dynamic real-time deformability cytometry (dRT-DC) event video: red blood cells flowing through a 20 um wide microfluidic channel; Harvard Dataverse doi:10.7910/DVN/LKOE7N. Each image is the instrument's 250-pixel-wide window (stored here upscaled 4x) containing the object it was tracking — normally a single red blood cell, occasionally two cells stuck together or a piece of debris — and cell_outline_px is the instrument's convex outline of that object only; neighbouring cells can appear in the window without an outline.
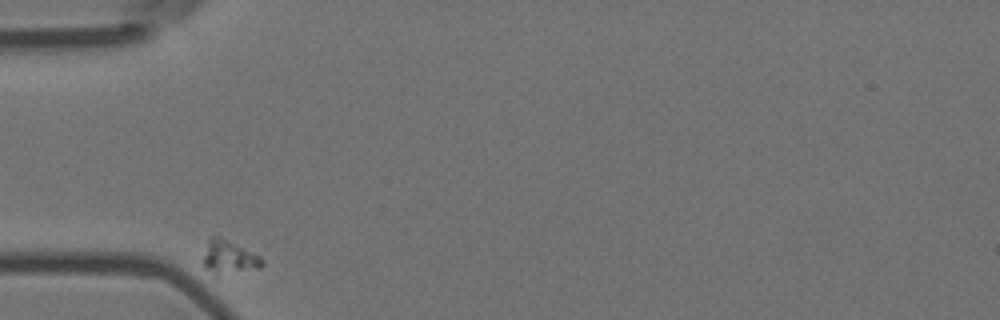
{"species": "Egyptian fruit bat (a non-hibernating species)", "species_latin": "Rousettus aegyptiacus", "temperature_condition": "room temperature", "stored_images_in_passage": 37, "camera_frame_rate_fps": 3000, "um_per_image_px": 0.085, "animal": {"sex": "female"}, "frame": {"image": 1, "passage_image": 1, "time_ms": 0.0, "image_size_px": [1000, 320], "cell_outline_px": [[264, 264], [260, 268], [216, 280], [204, 268], [204, 256], [208, 236], [220, 236], [260, 256], [264, 260]], "centroid_in_image_um": [19.44, 21.97], "position_along_channel_um": 65.6, "area_um2": 12.43}}
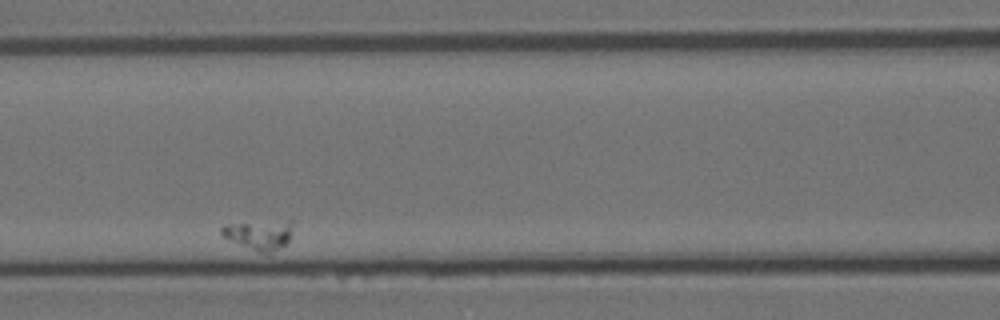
{"frame": {"image": 2, "passage_image": 11, "time_ms": 3.333, "image_size_px": [1000, 320], "cell_outline_px": [[292, 224], [288, 240], [284, 244], [272, 252], [264, 252], [240, 244], [224, 236], [220, 232], [220, 228], [224, 224], [288, 220], [292, 220]], "centroid_in_image_um": [22.03, 19.9], "position_along_channel_um": 144.6, "area_um2": 11.73}}
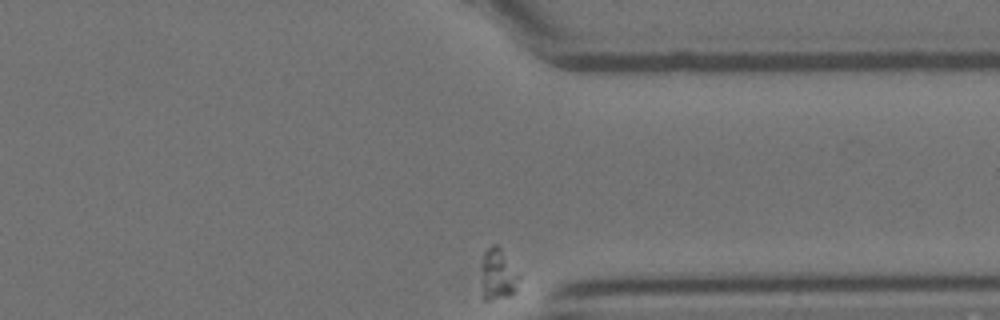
{"frame": {"image": 3, "passage_image": 37, "time_ms": 12.0, "image_size_px": [1000, 320], "cell_outline_px": [[520, 276], [516, 292], [508, 296], [488, 300], [484, 300], [480, 296], [484, 252], [492, 244], [496, 244], [500, 248]], "centroid_in_image_um": [42.31, 23.38], "position_along_channel_um": 369.1, "area_um2": 11.27}}